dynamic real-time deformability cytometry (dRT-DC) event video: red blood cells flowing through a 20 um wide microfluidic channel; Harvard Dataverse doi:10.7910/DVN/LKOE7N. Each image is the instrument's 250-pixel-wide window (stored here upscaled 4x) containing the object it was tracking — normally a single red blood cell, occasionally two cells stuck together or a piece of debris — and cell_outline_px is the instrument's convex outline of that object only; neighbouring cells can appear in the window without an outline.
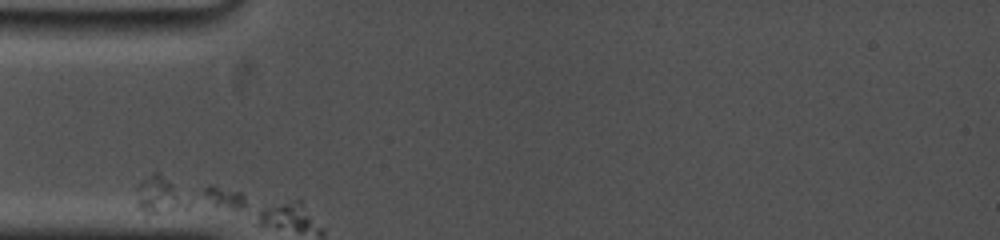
{"species": "common noctule bat (a hibernating species)", "species_latin": "Nyctalus noctula", "temperature_condition": "cold", "stored_images_in_passage": 4, "segment_of_instrument_passage": [1, 2], "camera_frame_rate_fps": 5000, "um_per_image_px": 0.085, "animal": {"sex": "female", "body_mass_g": 19.0, "forearm_length_mm": 53.3}, "frame": {"image": 1, "passage_image": 1, "time_ms": 0.0, "image_size_px": [1000, 240], "cell_outline_px": [[244, 204], [236, 208], [144, 220], [136, 208], [136, 184], [152, 172], [160, 172], [212, 184], [244, 192]], "centroid_in_image_um": [15.47, 16.72], "position_along_channel_um": 69.5, "area_um2": 25.66}}